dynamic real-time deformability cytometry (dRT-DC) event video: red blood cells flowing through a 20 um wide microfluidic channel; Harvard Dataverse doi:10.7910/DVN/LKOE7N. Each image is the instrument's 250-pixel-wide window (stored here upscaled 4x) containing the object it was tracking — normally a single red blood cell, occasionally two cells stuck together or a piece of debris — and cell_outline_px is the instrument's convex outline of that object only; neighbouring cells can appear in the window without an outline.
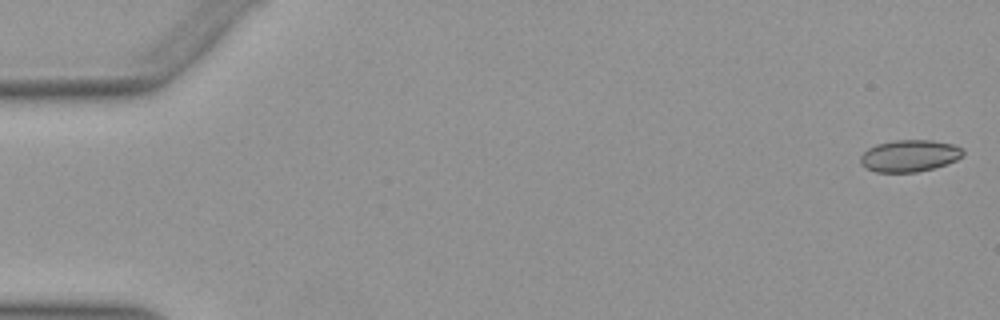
{"species": "Egyptian fruit bat (a non-hibernating species)", "species_latin": "Rousettus aegyptiacus", "temperature_condition": "warm", "stored_images_in_passage": 52, "camera_frame_rate_fps": 3000, "um_per_image_px": 0.085, "animal": {"sex": "female"}, "frame": {"image": 1, "passage_image": 1, "time_ms": 0.0, "image_size_px": [1000, 320], "cell_outline_px": [[964, 156], [948, 164], [916, 172], [876, 172], [860, 164], [860, 156], [868, 148], [876, 144], [896, 140], [932, 140], [952, 144], [964, 148]], "centroid_in_image_um": [77.33, 13.24], "position_along_channel_um": 7.7, "area_um2": 19.13}}
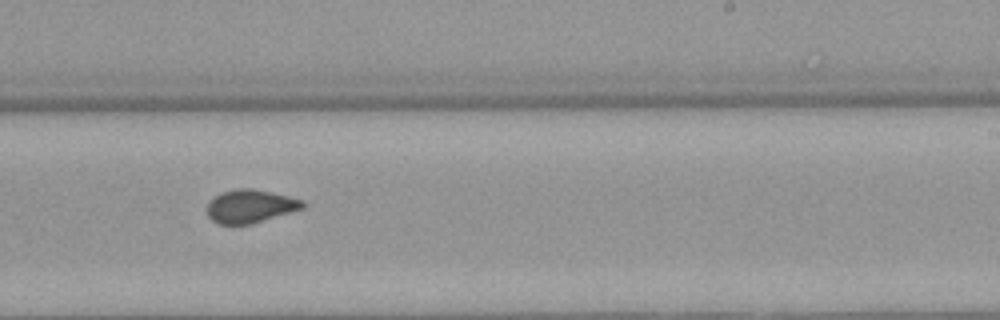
{"frame": {"image": 2, "passage_image": 32, "time_ms": 10.333, "image_size_px": [1000, 320], "cell_outline_px": [[308, 204], [304, 208], [252, 224], [216, 224], [208, 216], [208, 200], [220, 192], [236, 188], [252, 188], [288, 196], [304, 200]], "centroid_in_image_um": [21.28, 17.52], "position_along_channel_um": 267.7, "area_um2": 18.73}}
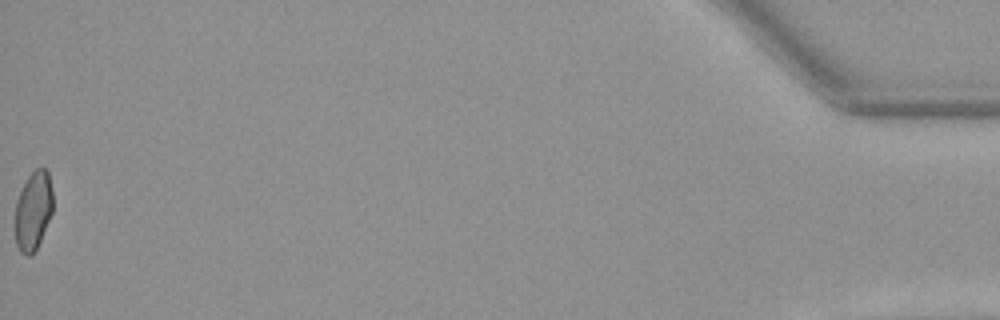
{"frame": {"image": 3, "passage_image": 52, "time_ms": 17.0, "image_size_px": [1000, 320], "cell_outline_px": [[52, 212], [36, 252], [32, 256], [24, 256], [20, 252], [16, 244], [12, 224], [12, 220], [16, 200], [28, 176], [36, 168], [44, 168], [48, 172], [52, 188]], "centroid_in_image_um": [2.77, 17.99], "position_along_channel_um": 432.4, "area_um2": 18.09}, "authors_computed_cell_mechanics": {"area_um2": 18.7272, "velocity_mm_per_s": 3.9737, "shape_relaxation_time_tau1_ms": null, "shape_relaxation_time_tau2_ms": 1.1942, "deformation_change_tau1": null, "deformation_change_tau2": 0.0515}}